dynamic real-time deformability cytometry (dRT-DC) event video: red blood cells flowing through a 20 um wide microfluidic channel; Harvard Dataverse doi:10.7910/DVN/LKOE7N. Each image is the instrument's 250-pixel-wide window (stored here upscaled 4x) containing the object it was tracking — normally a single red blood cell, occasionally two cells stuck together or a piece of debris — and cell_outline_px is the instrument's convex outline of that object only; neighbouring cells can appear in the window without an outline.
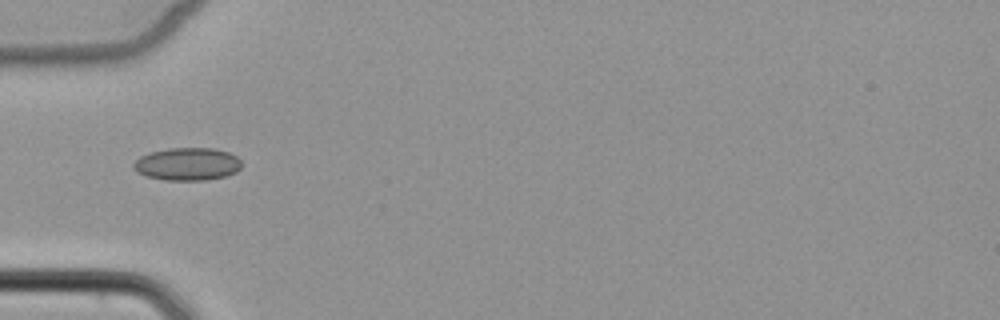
{"species": "common noctule bat (a hibernating species)", "species_latin": "Nyctalus noctula", "temperature_condition": "cold", "stored_images_in_passage": 4, "camera_frame_rate_fps": 3000, "um_per_image_px": 0.085, "animal": {"sex": "female", "body_mass_g": 22.7, "forearm_length_mm": 54.2}, "frame": {"image": 1, "passage_image": 4, "time_ms": 3.667, "image_size_px": [1000, 320], "cell_outline_px": [[240, 168], [236, 172], [228, 176], [208, 180], [164, 180], [144, 176], [136, 172], [132, 168], [132, 164], [140, 156], [152, 152], [168, 148], [212, 148], [228, 152], [236, 156], [240, 160]], "centroid_in_image_um": [15.9, 13.96], "position_along_channel_um": 69.1, "area_um2": 20.81}}